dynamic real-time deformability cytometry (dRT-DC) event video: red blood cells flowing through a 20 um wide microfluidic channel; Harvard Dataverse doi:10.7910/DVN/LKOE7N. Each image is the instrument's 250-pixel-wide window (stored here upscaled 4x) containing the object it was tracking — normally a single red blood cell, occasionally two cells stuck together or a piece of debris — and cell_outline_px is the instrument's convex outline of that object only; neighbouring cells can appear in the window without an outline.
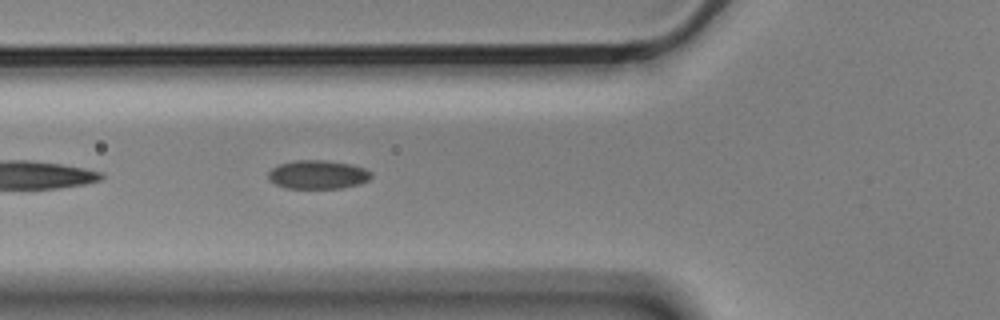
{"species": "Egyptian fruit bat (a non-hibernating species)", "species_latin": "Rousettus aegyptiacus", "temperature_condition": "cold", "stored_images_in_passage": 14, "camera_frame_rate_fps": 3000, "um_per_image_px": 0.085, "animal": {"sex": "male"}, "frame": {"image": 1, "passage_image": 5, "time_ms": 1.333, "image_size_px": [1000, 320], "cell_outline_px": [[372, 176], [368, 180], [360, 184], [340, 188], [284, 188], [268, 180], [268, 172], [272, 168], [280, 164], [296, 160], [328, 160], [352, 164], [364, 168], [372, 172]], "centroid_in_image_um": [27.02, 14.84], "position_along_channel_um": 98.8, "area_um2": 17.34}}
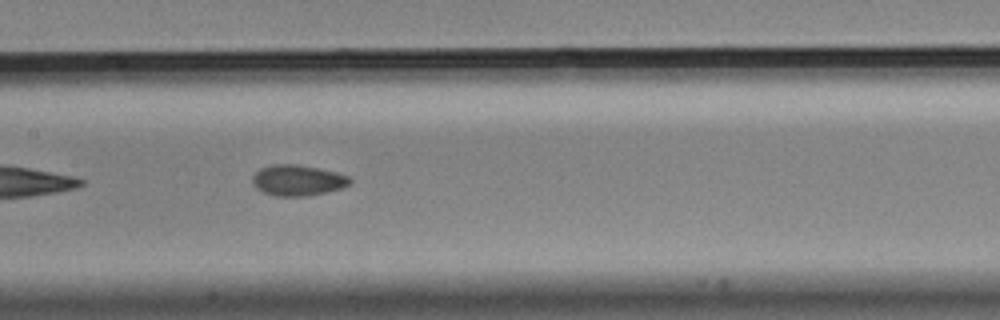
{"frame": {"image": 2, "passage_image": 12, "time_ms": 3.667, "image_size_px": [1000, 320], "cell_outline_px": [[352, 180], [348, 184], [340, 188], [308, 196], [276, 196], [264, 192], [256, 188], [252, 184], [252, 176], [260, 168], [272, 164], [296, 164], [320, 168], [336, 172], [348, 176]], "centroid_in_image_um": [25.27, 15.31], "position_along_channel_um": 182.1, "area_um2": 17.46}}